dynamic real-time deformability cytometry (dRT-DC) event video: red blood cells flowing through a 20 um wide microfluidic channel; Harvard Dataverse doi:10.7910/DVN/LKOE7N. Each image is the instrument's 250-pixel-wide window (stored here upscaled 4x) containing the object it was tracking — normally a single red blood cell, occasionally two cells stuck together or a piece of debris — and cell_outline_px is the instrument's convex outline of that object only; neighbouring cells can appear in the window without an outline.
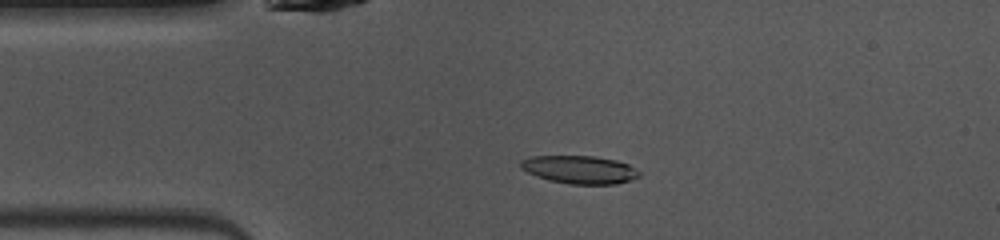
{"species": "common noctule bat (a hibernating species)", "species_latin": "Nyctalus noctula", "temperature_condition": "warm", "stored_images_in_passage": 45, "camera_frame_rate_fps": 3000, "um_per_image_px": 0.085, "animal": {"sex": "female", "body_mass_g": 10.0, "forearm_length_mm": 53.1}, "frame": {"image": 1, "passage_image": 8, "time_ms": 2.333, "image_size_px": [1000, 240], "cell_outline_px": [[640, 176], [616, 184], [572, 184], [548, 180], [536, 176], [520, 168], [520, 160], [532, 156], [592, 156], [616, 160], [628, 164], [640, 172]], "centroid_in_image_um": [49.24, 14.41], "position_along_channel_um": 35.8, "area_um2": 19.25}}
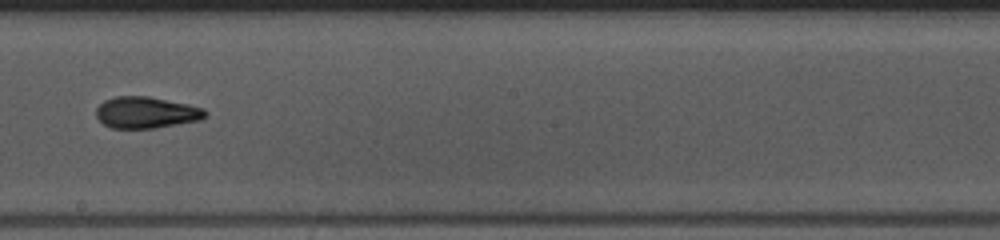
{"frame": {"image": 2, "passage_image": 24, "time_ms": 7.667, "image_size_px": [1000, 240], "cell_outline_px": [[208, 112], [200, 120], [156, 128], [112, 128], [104, 124], [96, 116], [96, 108], [104, 100], [116, 96], [148, 96], [188, 104], [204, 108]], "centroid_in_image_um": [12.42, 9.56], "position_along_channel_um": 235.8, "area_um2": 20.0}}
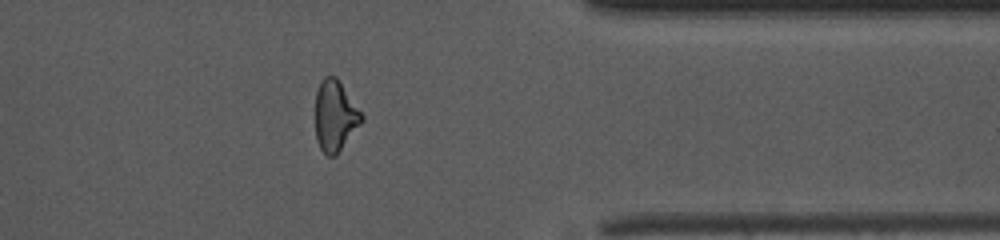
{"frame": {"image": 3, "passage_image": 36, "time_ms": 11.667, "image_size_px": [1000, 240], "cell_outline_px": [[364, 120], [336, 156], [328, 156], [320, 148], [316, 140], [316, 92], [320, 80], [324, 76], [336, 76], [364, 116]], "centroid_in_image_um": [28.48, 9.85], "position_along_channel_um": 382.9, "area_um2": 19.13}}